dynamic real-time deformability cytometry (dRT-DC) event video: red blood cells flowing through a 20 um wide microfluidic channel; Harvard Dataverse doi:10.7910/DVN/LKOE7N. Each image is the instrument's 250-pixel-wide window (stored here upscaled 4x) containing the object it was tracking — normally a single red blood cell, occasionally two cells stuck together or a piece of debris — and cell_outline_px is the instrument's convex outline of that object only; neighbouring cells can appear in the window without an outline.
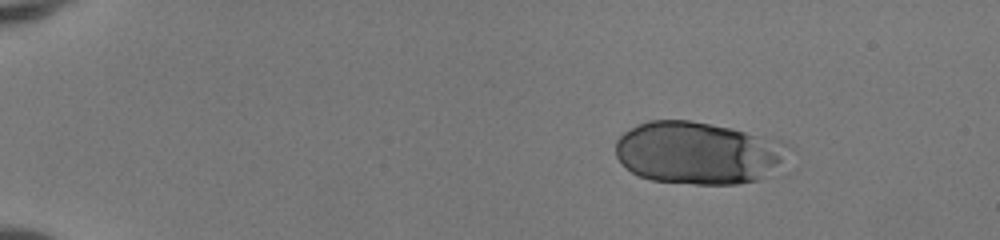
{"species": "human", "species_latin": "Homo sapiens", "temperature_condition": "room temperature", "stored_images_in_passage": 50, "camera_frame_rate_fps": 3000, "um_per_image_px": 0.085, "donor": {"sex": "female"}, "frame": {"image": 1, "passage_image": 8, "time_ms": 2.333, "image_size_px": [1000, 240], "cell_outline_px": [[792, 148], [760, 180], [736, 184], [692, 184], [652, 180], [640, 176], [632, 172], [616, 156], [616, 140], [624, 132], [640, 124], [652, 120], [688, 120], [732, 128], [784, 140]], "centroid_in_image_um": [59.34, 12.98], "position_along_channel_um": 25.7, "area_um2": 62.48}}
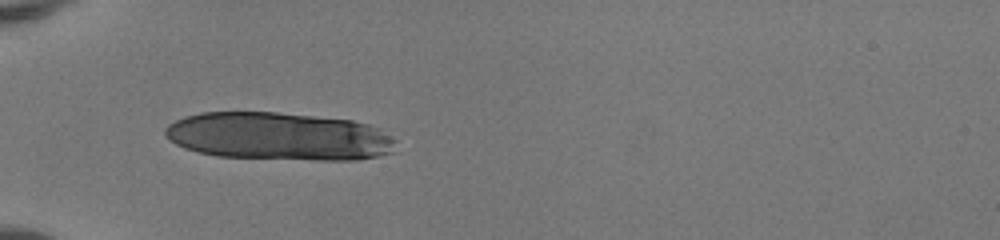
{"frame": {"image": 2, "passage_image": 18, "time_ms": 5.667, "image_size_px": [1000, 240], "cell_outline_px": [[396, 152], [380, 156], [356, 160], [316, 160], [216, 156], [196, 152], [184, 148], [176, 144], [164, 132], [164, 128], [168, 124], [184, 116], [200, 112], [276, 112], [352, 120], [368, 124], [380, 128], [396, 140]], "centroid_in_image_um": [23.73, 11.59], "position_along_channel_um": 61.3, "area_um2": 64.85}}